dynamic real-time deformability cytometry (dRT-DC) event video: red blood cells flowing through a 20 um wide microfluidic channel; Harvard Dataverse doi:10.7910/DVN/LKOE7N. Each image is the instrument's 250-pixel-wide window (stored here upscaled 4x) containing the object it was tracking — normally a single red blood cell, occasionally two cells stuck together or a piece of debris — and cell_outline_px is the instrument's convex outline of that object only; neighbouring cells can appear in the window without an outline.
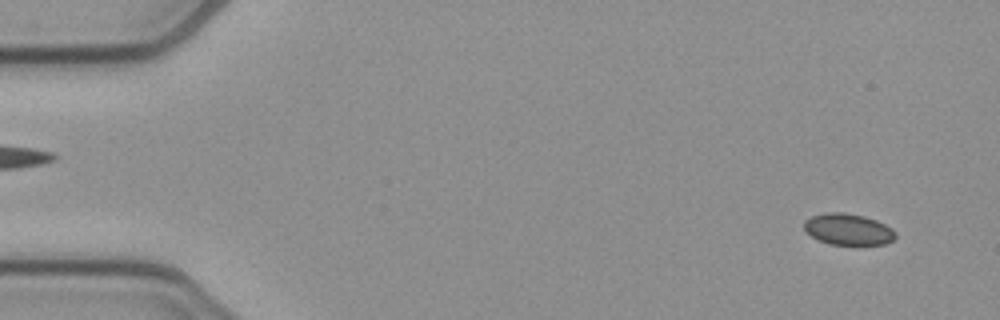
{"species": "common noctule bat (a hibernating species)", "species_latin": "Nyctalus noctula", "temperature_condition": "cold", "stored_images_in_passage": 52, "camera_frame_rate_fps": 3000, "um_per_image_px": 0.085, "animal": {"sex": "female", "body_mass_g": 21.9}, "frame": {"image": 1, "passage_image": 3, "time_ms": 0.667, "image_size_px": [1000, 320], "cell_outline_px": [[896, 236], [892, 240], [884, 244], [828, 244], [804, 232], [804, 220], [812, 216], [824, 212], [844, 212], [864, 216], [876, 220], [892, 228], [896, 232]], "centroid_in_image_um": [72.07, 19.48], "position_along_channel_um": 12.9, "area_um2": 16.7}}
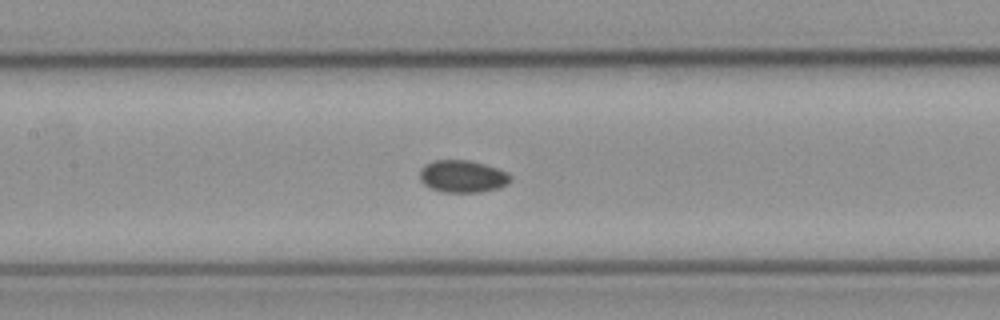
{"frame": {"image": 2, "passage_image": 24, "time_ms": 7.667, "image_size_px": [1000, 320], "cell_outline_px": [[512, 180], [508, 184], [500, 188], [480, 192], [444, 192], [432, 188], [424, 184], [420, 180], [420, 168], [424, 164], [432, 160], [468, 160], [484, 164], [508, 172], [512, 176]], "centroid_in_image_um": [39.34, 14.99], "position_along_channel_um": 168.1, "area_um2": 17.22}}
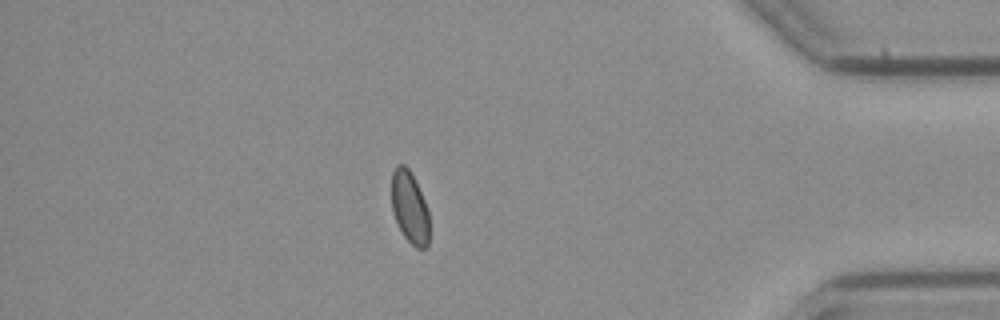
{"frame": {"image": 3, "passage_image": 45, "time_ms": 14.667, "image_size_px": [1000, 320], "cell_outline_px": [[428, 248], [416, 248], [404, 236], [392, 212], [392, 172], [396, 164], [404, 164], [408, 168], [428, 208]], "centroid_in_image_um": [34.81, 17.63], "position_along_channel_um": 400.4, "area_um2": 15.61}}